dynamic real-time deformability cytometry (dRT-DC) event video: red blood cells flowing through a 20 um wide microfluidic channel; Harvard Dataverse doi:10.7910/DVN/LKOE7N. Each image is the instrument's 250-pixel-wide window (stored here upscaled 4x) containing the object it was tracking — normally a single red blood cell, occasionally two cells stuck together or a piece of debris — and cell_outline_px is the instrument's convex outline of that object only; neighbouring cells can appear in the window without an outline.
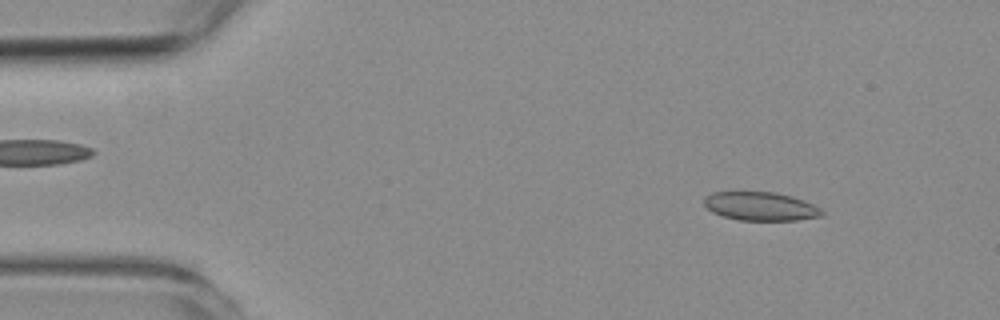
{"species": "common noctule bat (a hibernating species)", "species_latin": "Nyctalus noctula", "temperature_condition": "room temperature", "stored_images_in_passage": 54, "camera_frame_rate_fps": 3000, "um_per_image_px": 0.085, "animal": {"sex": "female", "body_mass_g": 19.3, "forearm_length_mm": 54.1}, "frame": {"image": 1, "passage_image": 6, "time_ms": 1.667, "image_size_px": [1000, 320], "cell_outline_px": [[824, 216], [796, 220], [740, 220], [724, 216], [712, 212], [704, 204], [704, 196], [712, 192], [772, 192], [792, 196], [804, 200], [820, 208], [824, 212]], "centroid_in_image_um": [64.66, 17.53], "position_along_channel_um": 20.3, "area_um2": 19.59}}
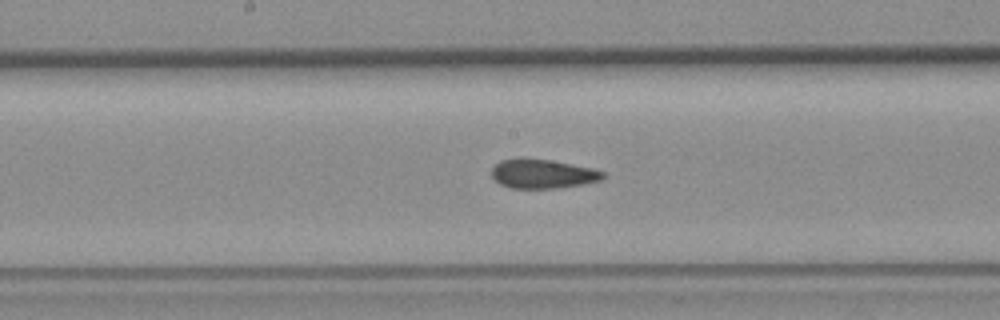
{"frame": {"image": 2, "passage_image": 27, "time_ms": 8.667, "image_size_px": [1000, 320], "cell_outline_px": [[604, 180], [584, 184], [556, 188], [512, 188], [500, 184], [492, 176], [492, 168], [500, 160], [552, 160], [592, 168], [604, 172]], "centroid_in_image_um": [46.18, 14.8], "position_along_channel_um": 202.0, "area_um2": 18.5}}
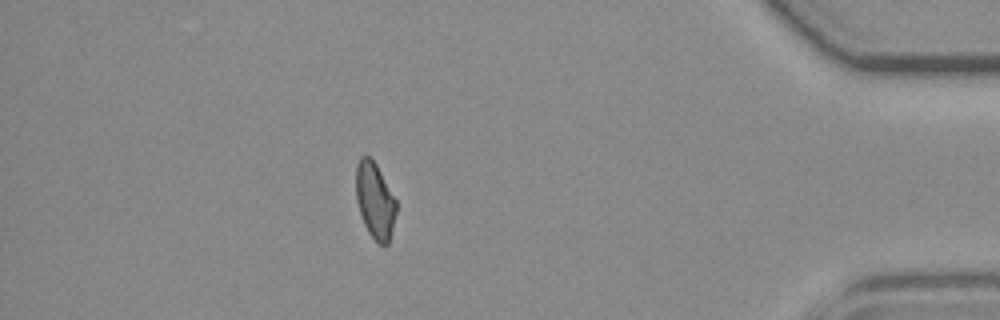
{"frame": {"image": 3, "passage_image": 47, "time_ms": 15.333, "image_size_px": [1000, 320], "cell_outline_px": [[396, 212], [388, 244], [380, 244], [368, 232], [364, 224], [356, 200], [356, 164], [360, 156], [368, 156], [376, 164], [396, 200]], "centroid_in_image_um": [31.85, 17.02], "position_along_channel_um": 403.3, "area_um2": 17.57}, "authors_computed_cell_mechanics": {"area_um2": 19.5942, "velocity_mm_per_s": 3.7651, "shape_relaxation_time_tau1_ms": null, "shape_relaxation_time_tau2_ms": 1.8879, "deformation_change_tau1": null, "deformation_change_tau2": 0.0751}}